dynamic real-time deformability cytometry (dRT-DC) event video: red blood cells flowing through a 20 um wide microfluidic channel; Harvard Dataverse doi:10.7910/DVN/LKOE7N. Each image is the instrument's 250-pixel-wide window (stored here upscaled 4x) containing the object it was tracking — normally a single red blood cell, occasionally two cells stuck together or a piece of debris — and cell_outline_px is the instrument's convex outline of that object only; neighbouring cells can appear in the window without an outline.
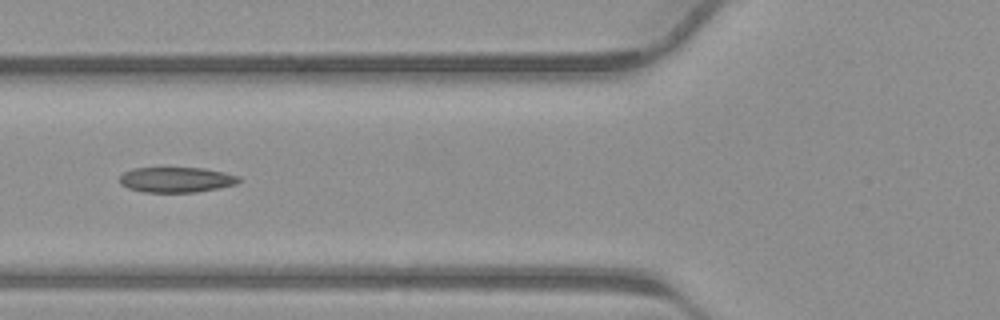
{"species": "common noctule bat (a hibernating species)", "species_latin": "Nyctalus noctula", "temperature_condition": "warm", "stored_images_in_passage": 17, "camera_frame_rate_fps": 3000, "um_per_image_px": 0.085, "animal": {"sex": "male", "body_mass_g": 23.1, "forearm_length_mm": 52.7}, "frame": {"image": 1, "passage_image": 8, "time_ms": 2.333, "image_size_px": [1000, 320], "cell_outline_px": [[236, 180], [228, 184], [208, 188], [184, 192], [160, 192], [136, 188], [128, 184], [124, 180], [148, 168], [188, 168], [212, 172], [228, 176]], "centroid_in_image_um": [15.04, 15.29], "position_along_channel_um": 110.8, "area_um2": 13.99}}
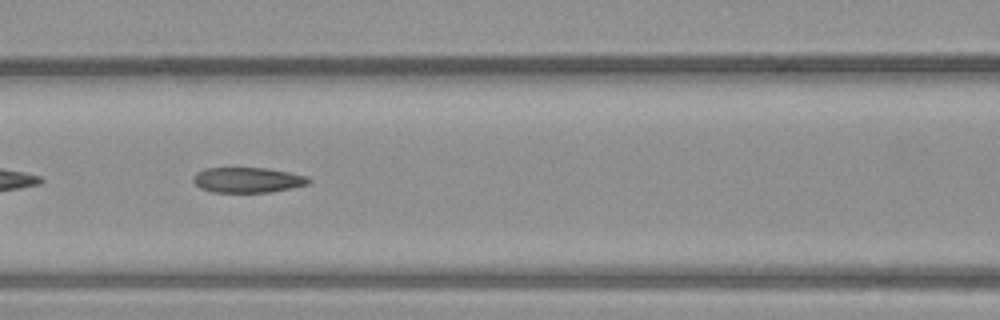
{"frame": {"image": 2, "passage_image": 10, "time_ms": 3.0, "image_size_px": [1000, 320], "cell_outline_px": [[304, 180], [300, 184], [280, 188], [256, 192], [224, 192], [208, 188], [200, 184], [196, 180], [204, 172], [220, 168], [252, 168], [280, 172], [296, 176]], "centroid_in_image_um": [20.94, 15.3], "position_along_channel_um": 145.7, "area_um2": 13.99}}
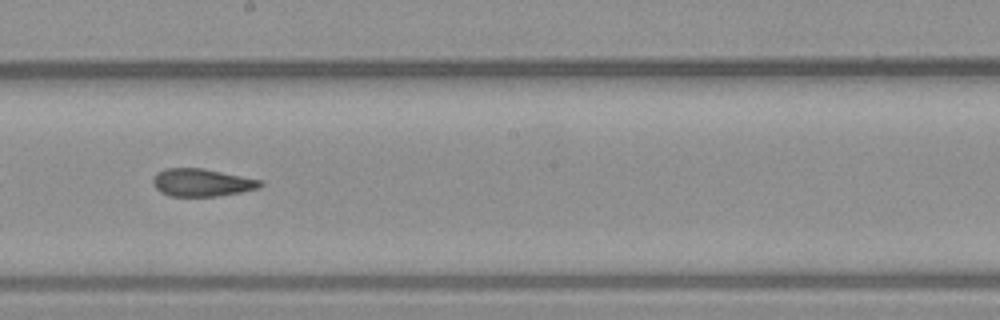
{"frame": {"image": 3, "passage_image": 15, "time_ms": 4.667, "image_size_px": [1000, 320], "cell_outline_px": [[260, 184], [248, 188], [228, 192], [204, 196], [184, 196], [168, 192], [160, 188], [156, 184], [156, 180], [164, 172], [184, 168], [188, 168], [212, 172], [256, 180]], "centroid_in_image_um": [17.11, 15.52], "position_along_channel_um": 231.1, "area_um2": 14.05}}